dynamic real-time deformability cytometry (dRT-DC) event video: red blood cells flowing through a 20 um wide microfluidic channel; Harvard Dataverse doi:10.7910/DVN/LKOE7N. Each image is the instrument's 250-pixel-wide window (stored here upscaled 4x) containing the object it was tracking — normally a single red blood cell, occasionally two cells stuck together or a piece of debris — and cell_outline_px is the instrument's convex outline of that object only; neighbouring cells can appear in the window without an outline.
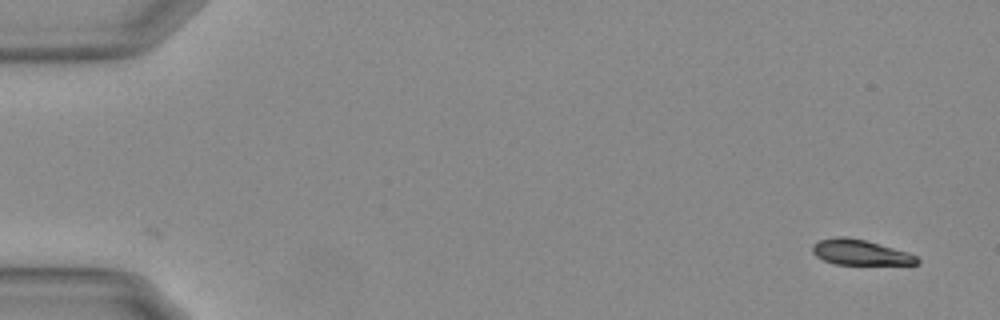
{"species": "Egyptian fruit bat (a non-hibernating species)", "species_latin": "Rousettus aegyptiacus", "temperature_condition": "warm", "stored_images_in_passage": 10, "camera_frame_rate_fps": 3000, "um_per_image_px": 0.085, "animal": {"sex": "female"}, "frame": {"image": 1, "passage_image": 1, "time_ms": 0.0, "image_size_px": [1000, 320], "cell_outline_px": [[920, 264], [836, 264], [824, 260], [816, 256], [812, 252], [812, 244], [820, 240], [836, 236], [844, 236], [864, 240], [908, 252], [916, 256], [920, 260]], "centroid_in_image_um": [73.1, 21.45], "position_along_channel_um": 11.9, "area_um2": 15.32}}